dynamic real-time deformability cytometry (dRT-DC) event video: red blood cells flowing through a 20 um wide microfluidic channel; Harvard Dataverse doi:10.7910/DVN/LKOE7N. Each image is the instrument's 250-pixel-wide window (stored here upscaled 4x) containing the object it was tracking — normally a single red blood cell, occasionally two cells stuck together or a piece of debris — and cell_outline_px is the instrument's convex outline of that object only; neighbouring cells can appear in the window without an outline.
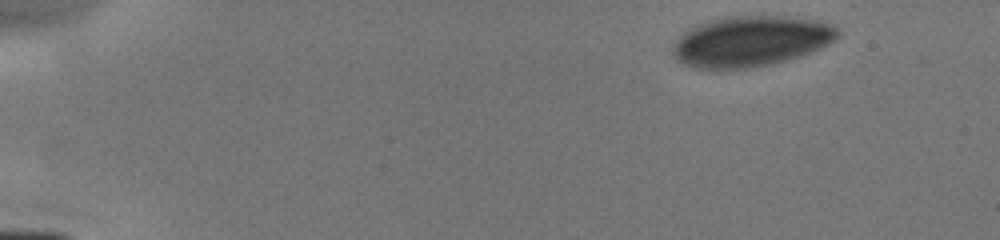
{"species": "human", "species_latin": "Homo sapiens", "temperature_condition": "cold", "stored_images_in_passage": 5, "camera_frame_rate_fps": 3000, "um_per_image_px": 0.085, "donor": {"sex": "male"}, "frame": {"image": 1, "passage_image": 1, "time_ms": 0.0, "image_size_px": [1000, 240], "cell_outline_px": [[840, 36], [836, 40], [812, 52], [800, 56], [768, 64], [744, 68], [696, 68], [680, 64], [676, 60], [672, 52], [672, 44], [688, 28], [708, 20], [732, 16], [780, 16], [820, 20], [832, 24], [840, 32]], "centroid_in_image_um": [63.81, 3.49], "position_along_channel_um": 21.2, "area_um2": 48.67}}
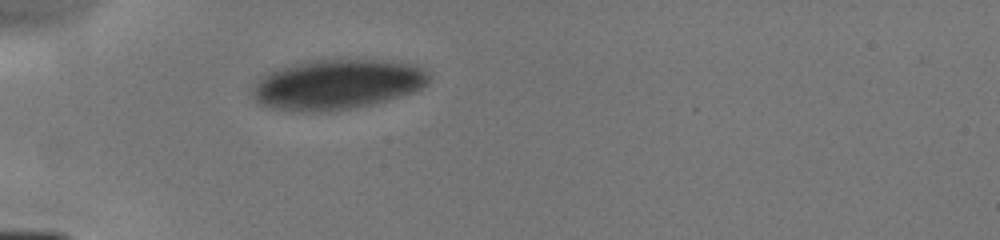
{"frame": {"image": 2, "passage_image": 5, "time_ms": 3.333, "image_size_px": [1000, 240], "cell_outline_px": [[428, 84], [412, 92], [400, 96], [372, 104], [356, 108], [324, 112], [292, 112], [268, 108], [260, 104], [252, 96], [252, 88], [268, 72], [304, 60], [360, 56], [416, 64], [428, 72]], "centroid_in_image_um": [28.67, 7.14], "position_along_channel_um": 56.3, "area_um2": 53.06}}